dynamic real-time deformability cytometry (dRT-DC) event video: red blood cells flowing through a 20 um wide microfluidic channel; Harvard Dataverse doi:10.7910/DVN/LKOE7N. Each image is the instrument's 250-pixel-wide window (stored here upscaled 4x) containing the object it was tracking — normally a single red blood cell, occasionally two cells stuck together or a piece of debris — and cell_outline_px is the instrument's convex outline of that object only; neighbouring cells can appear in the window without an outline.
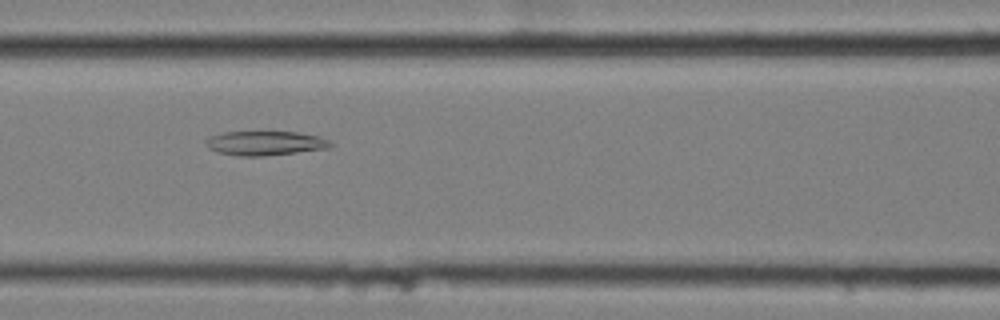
{"species": "common noctule bat (a hibernating species)", "species_latin": "Nyctalus noctula", "temperature_condition": "cold", "stored_images_in_passage": 4, "camera_frame_rate_fps": 3000, "um_per_image_px": 0.085, "animal": {"sex": "female", "body_mass_g": 25.1}, "frame": {"image": 1, "passage_image": 3, "time_ms": 0.667, "image_size_px": [1000, 320], "cell_outline_px": [[336, 144], [332, 148], [264, 156], [240, 156], [220, 152], [208, 148], [204, 144], [204, 140], [208, 136], [224, 132], [296, 132], [316, 136], [328, 140]], "centroid_in_image_um": [22.54, 12.17], "position_along_channel_um": 144.1, "area_um2": 17.74}}
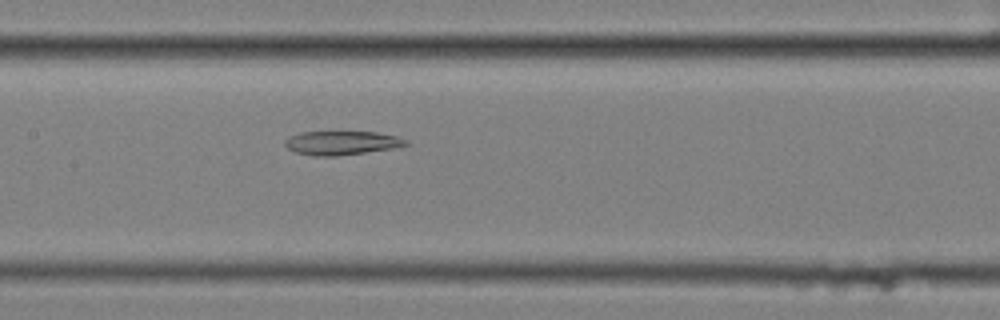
{"frame": {"image": 2, "passage_image": 4, "time_ms": 1.0, "image_size_px": [1000, 320], "cell_outline_px": [[412, 144], [392, 148], [336, 156], [316, 156], [296, 152], [288, 148], [284, 144], [284, 140], [288, 136], [300, 132], [376, 132], [396, 136], [408, 140]], "centroid_in_image_um": [29.04, 12.14], "position_along_channel_um": 178.4, "area_um2": 16.76}}